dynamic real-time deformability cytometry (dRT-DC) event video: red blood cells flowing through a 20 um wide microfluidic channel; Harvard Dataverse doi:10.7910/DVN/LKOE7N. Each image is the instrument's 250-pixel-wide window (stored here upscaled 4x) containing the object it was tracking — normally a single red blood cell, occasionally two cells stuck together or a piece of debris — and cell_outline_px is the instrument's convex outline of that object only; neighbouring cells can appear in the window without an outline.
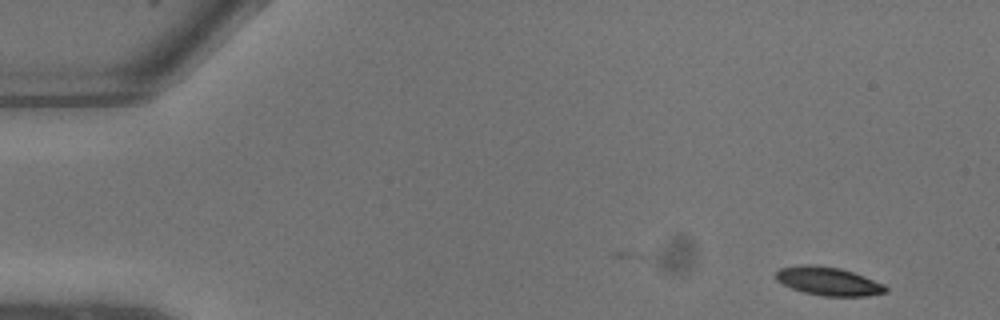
{"species": "common noctule bat (a hibernating species)", "species_latin": "Nyctalus noctula", "temperature_condition": "warm", "stored_images_in_passage": 9, "camera_frame_rate_fps": 3000, "um_per_image_px": 0.085, "animal": {"sex": "male", "body_mass_g": 13.3}, "frame": {"image": 1, "passage_image": 1, "time_ms": 0.0, "image_size_px": [1000, 320], "cell_outline_px": [[888, 292], [868, 296], [824, 296], [804, 292], [792, 288], [776, 280], [776, 272], [780, 268], [800, 264], [816, 264], [840, 268], [864, 276], [884, 284], [888, 288]], "centroid_in_image_um": [70.42, 23.89], "position_along_channel_um": 14.6, "area_um2": 18.26}}
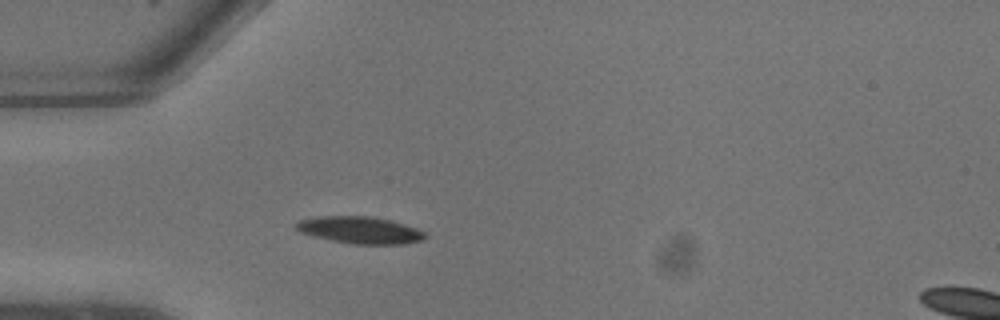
{"frame": {"image": 2, "passage_image": 6, "time_ms": 1.667, "image_size_px": [1000, 320], "cell_outline_px": [[428, 236], [424, 240], [404, 244], [352, 244], [332, 240], [300, 232], [296, 228], [296, 224], [300, 220], [320, 216], [368, 216], [388, 220], [416, 228], [424, 232]], "centroid_in_image_um": [30.63, 19.56], "position_along_channel_um": 54.4, "area_um2": 20.0}}
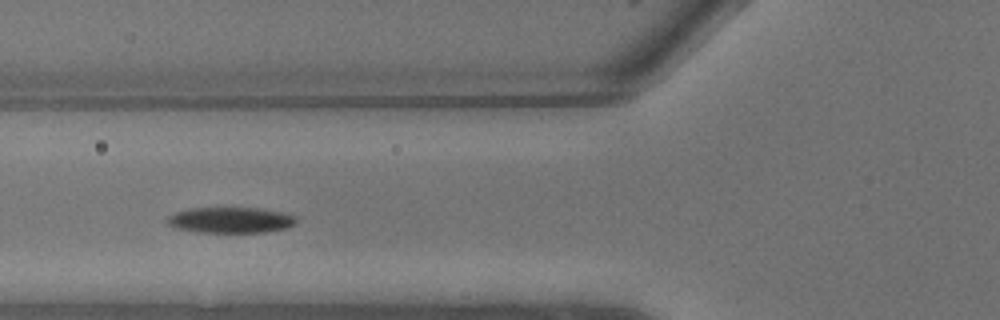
{"frame": {"image": 3, "passage_image": 8, "time_ms": 2.333, "image_size_px": [1000, 320], "cell_outline_px": [[296, 224], [288, 228], [264, 232], [196, 232], [172, 228], [168, 224], [168, 216], [176, 212], [188, 208], [260, 208], [284, 212], [296, 216]], "centroid_in_image_um": [19.61, 18.71], "position_along_channel_um": 106.2, "area_um2": 19.59}}